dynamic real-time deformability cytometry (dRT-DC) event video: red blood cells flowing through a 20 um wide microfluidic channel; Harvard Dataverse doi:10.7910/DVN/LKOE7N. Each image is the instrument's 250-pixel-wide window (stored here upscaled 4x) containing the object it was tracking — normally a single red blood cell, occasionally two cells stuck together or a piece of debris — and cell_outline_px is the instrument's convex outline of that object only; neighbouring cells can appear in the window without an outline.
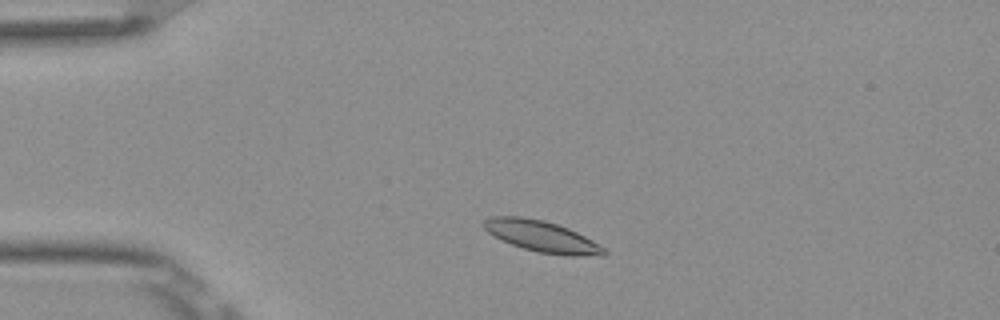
{"species": "Egyptian fruit bat (a non-hibernating species)", "species_latin": "Rousettus aegyptiacus", "temperature_condition": "room temperature", "stored_images_in_passage": 46, "camera_frame_rate_fps": 3000, "um_per_image_px": 0.085, "frame": {"image": 1, "passage_image": 5, "time_ms": 1.333, "image_size_px": [1000, 320], "cell_outline_px": [[608, 252], [604, 256], [568, 256], [540, 252], [524, 248], [512, 244], [488, 232], [480, 224], [484, 220], [492, 216], [520, 216], [544, 220], [568, 228], [600, 244]], "centroid_in_image_um": [46.08, 20.09], "position_along_channel_um": 38.9, "area_um2": 21.73}}
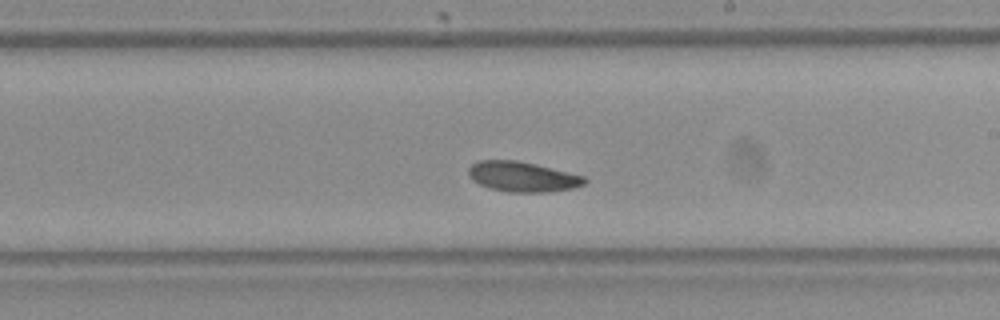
{"frame": {"image": 2, "passage_image": 24, "time_ms": 7.667, "image_size_px": [1000, 320], "cell_outline_px": [[588, 180], [584, 184], [572, 188], [548, 192], [508, 192], [488, 188], [472, 180], [468, 176], [468, 168], [476, 160], [516, 160], [536, 164], [584, 176]], "centroid_in_image_um": [44.37, 15.02], "position_along_channel_um": 244.6, "area_um2": 20.46}}
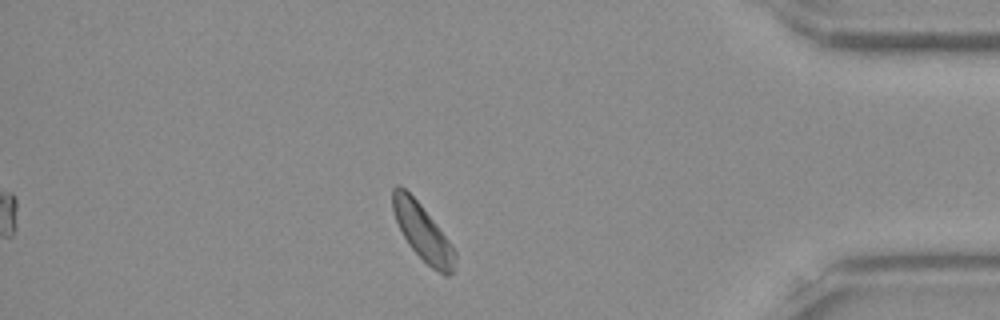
{"frame": {"image": 3, "passage_image": 39, "time_ms": 12.667, "image_size_px": [1000, 320], "cell_outline_px": [[456, 260], [452, 272], [448, 276], [444, 276], [432, 268], [408, 244], [396, 220], [392, 208], [392, 188], [396, 184], [400, 184], [420, 204], [448, 240], [456, 252]], "centroid_in_image_um": [35.91, 19.73], "position_along_channel_um": 399.3, "area_um2": 20.0}, "authors_computed_cell_mechanics": {"area_um2": 20.4612, "velocity_mm_per_s": 3.8111, "shape_relaxation_time_tau1_ms": 3.4638, "shape_relaxation_time_tau2_ms": null, "deformation_change_tau1": 0.0852, "deformation_change_tau2": null}}